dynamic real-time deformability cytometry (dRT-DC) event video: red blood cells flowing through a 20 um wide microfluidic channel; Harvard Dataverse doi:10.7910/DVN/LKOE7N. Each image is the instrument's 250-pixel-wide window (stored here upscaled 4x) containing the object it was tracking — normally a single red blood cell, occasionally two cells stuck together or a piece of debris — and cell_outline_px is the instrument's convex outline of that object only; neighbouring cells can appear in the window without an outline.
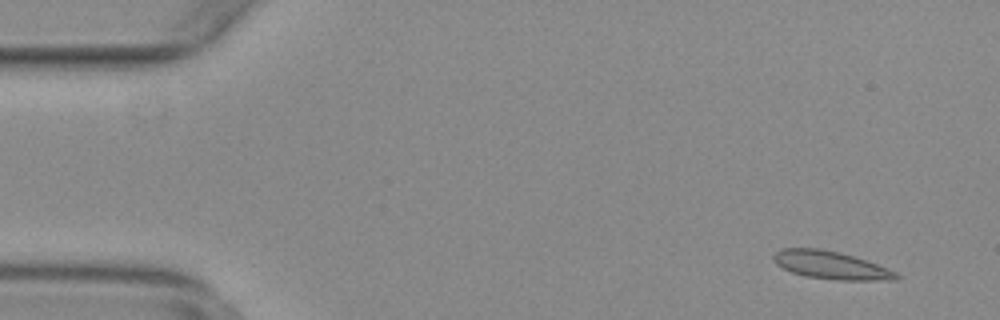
{"species": "common noctule bat (a hibernating species)", "species_latin": "Nyctalus noctula", "temperature_condition": "warm", "stored_images_in_passage": 55, "camera_frame_rate_fps": 3000, "um_per_image_px": 0.085, "animal": {"sex": "female", "body_mass_g": 29.2, "forearm_length_mm": 56.3}, "frame": {"image": 1, "passage_image": 4, "time_ms": 1.0, "image_size_px": [1000, 320], "cell_outline_px": [[900, 280], [836, 280], [804, 276], [792, 272], [776, 264], [772, 260], [772, 256], [780, 248], [820, 248], [840, 252], [888, 268], [896, 272], [900, 276]], "centroid_in_image_um": [70.61, 22.54], "position_along_channel_um": 14.4, "area_um2": 20.0}}
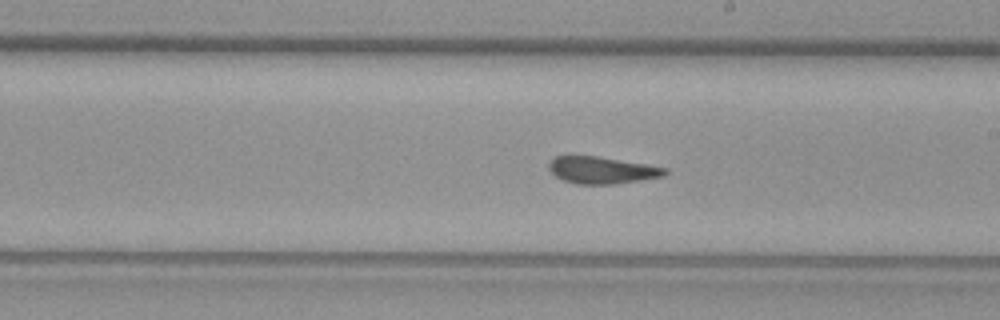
{"frame": {"image": 2, "passage_image": 31, "time_ms": 10.0, "image_size_px": [1000, 320], "cell_outline_px": [[668, 172], [664, 176], [616, 184], [576, 184], [560, 180], [548, 168], [548, 164], [556, 156], [596, 156], [668, 168]], "centroid_in_image_um": [51.15, 14.47], "position_along_channel_um": 237.9, "area_um2": 18.15}}
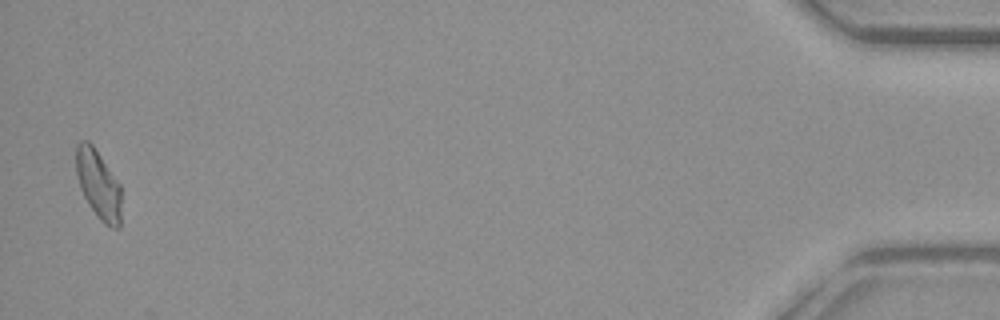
{"frame": {"image": 3, "passage_image": 54, "time_ms": 17.667, "image_size_px": [1000, 320], "cell_outline_px": [[120, 228], [112, 228], [104, 224], [100, 220], [88, 204], [80, 188], [76, 172], [76, 144], [80, 140], [88, 140], [92, 144], [120, 184]], "centroid_in_image_um": [8.35, 15.67], "position_along_channel_um": 426.9, "area_um2": 18.09}}